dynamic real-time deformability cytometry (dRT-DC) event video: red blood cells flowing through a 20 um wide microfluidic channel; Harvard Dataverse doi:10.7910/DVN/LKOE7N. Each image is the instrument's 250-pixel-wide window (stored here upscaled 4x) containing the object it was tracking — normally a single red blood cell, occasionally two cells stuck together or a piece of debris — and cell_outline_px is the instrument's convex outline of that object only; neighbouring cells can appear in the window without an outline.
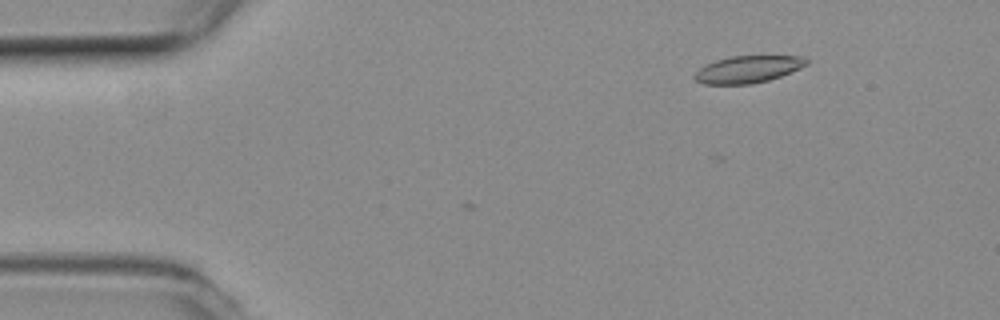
{"species": "common noctule bat (a hibernating species)", "species_latin": "Nyctalus noctula", "temperature_condition": "room temperature", "stored_images_in_passage": 2, "camera_frame_rate_fps": 3000, "um_per_image_px": 0.085, "animal": {"sex": "female", "body_mass_g": 19.3, "forearm_length_mm": 54.1}, "frame": {"image": 1, "passage_image": 2, "time_ms": 0.333, "image_size_px": [1000, 320], "cell_outline_px": [[808, 64], [800, 68], [780, 76], [768, 80], [752, 84], [704, 84], [696, 80], [692, 76], [704, 64], [716, 60], [732, 56], [804, 56], [808, 60]], "centroid_in_image_um": [63.56, 5.89], "position_along_channel_um": 21.4, "area_um2": 17.63}}